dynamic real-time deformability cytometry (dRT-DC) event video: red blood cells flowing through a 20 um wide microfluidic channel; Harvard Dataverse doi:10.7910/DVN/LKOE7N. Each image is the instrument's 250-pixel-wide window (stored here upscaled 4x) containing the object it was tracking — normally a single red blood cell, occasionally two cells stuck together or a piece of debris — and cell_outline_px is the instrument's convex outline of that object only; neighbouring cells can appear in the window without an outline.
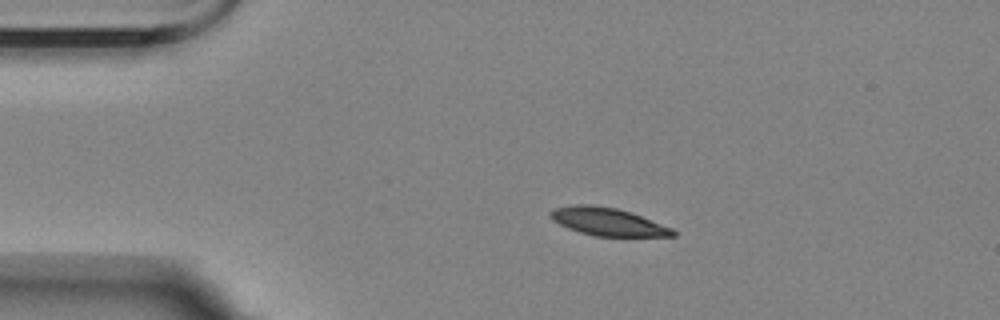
{"species": "Egyptian fruit bat (a non-hibernating species)", "species_latin": "Rousettus aegyptiacus", "temperature_condition": "room temperature", "stored_images_in_passage": 3, "camera_frame_rate_fps": 3000, "um_per_image_px": 0.085, "animal": {"sex": "female"}, "frame": {"image": 1, "passage_image": 1, "time_ms": 0.0, "image_size_px": [1000, 320], "cell_outline_px": [[676, 236], [592, 236], [568, 228], [552, 220], [548, 216], [548, 212], [556, 208], [576, 204], [592, 204], [616, 208], [632, 212], [672, 228], [676, 232]], "centroid_in_image_um": [51.64, 18.84], "position_along_channel_um": 33.4, "area_um2": 19.94}}
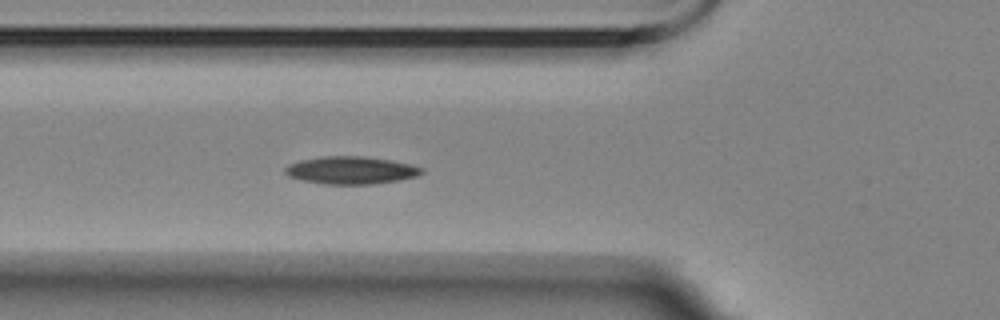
{"frame": {"image": 2, "passage_image": 3, "time_ms": 3.0, "image_size_px": [1000, 320], "cell_outline_px": [[424, 172], [416, 176], [396, 180], [372, 184], [324, 184], [304, 180], [288, 176], [284, 172], [284, 168], [288, 164], [300, 160], [320, 156], [360, 156], [388, 160], [408, 164], [424, 168]], "centroid_in_image_um": [29.78, 14.47], "position_along_channel_um": 96.0, "area_um2": 21.73}}